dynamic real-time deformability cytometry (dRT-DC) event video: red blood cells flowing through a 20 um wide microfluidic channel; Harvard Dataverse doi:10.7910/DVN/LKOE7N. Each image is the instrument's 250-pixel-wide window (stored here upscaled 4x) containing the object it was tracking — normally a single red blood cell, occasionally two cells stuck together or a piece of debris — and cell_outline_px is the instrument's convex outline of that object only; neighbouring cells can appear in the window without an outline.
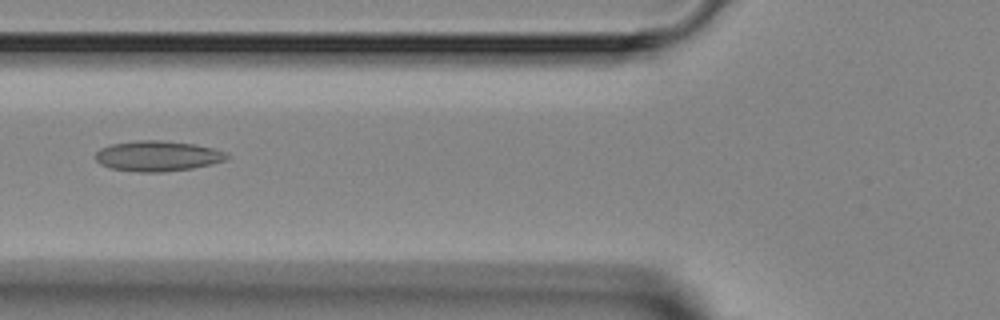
{"species": "Egyptian fruit bat (a non-hibernating species)", "species_latin": "Rousettus aegyptiacus", "temperature_condition": "room temperature", "stored_images_in_passage": 2, "camera_frame_rate_fps": 3000, "um_per_image_px": 0.085, "animal": {"sex": "female"}, "frame": {"image": 1, "passage_image": 2, "time_ms": 1.0, "image_size_px": [1000, 320], "cell_outline_px": [[232, 156], [228, 160], [212, 164], [192, 168], [164, 172], [140, 172], [112, 168], [100, 164], [96, 160], [96, 152], [100, 148], [112, 144], [140, 140], [160, 140], [192, 144], [212, 148], [224, 152]], "centroid_in_image_um": [13.42, 13.26], "position_along_channel_um": 112.4, "area_um2": 23.18}}